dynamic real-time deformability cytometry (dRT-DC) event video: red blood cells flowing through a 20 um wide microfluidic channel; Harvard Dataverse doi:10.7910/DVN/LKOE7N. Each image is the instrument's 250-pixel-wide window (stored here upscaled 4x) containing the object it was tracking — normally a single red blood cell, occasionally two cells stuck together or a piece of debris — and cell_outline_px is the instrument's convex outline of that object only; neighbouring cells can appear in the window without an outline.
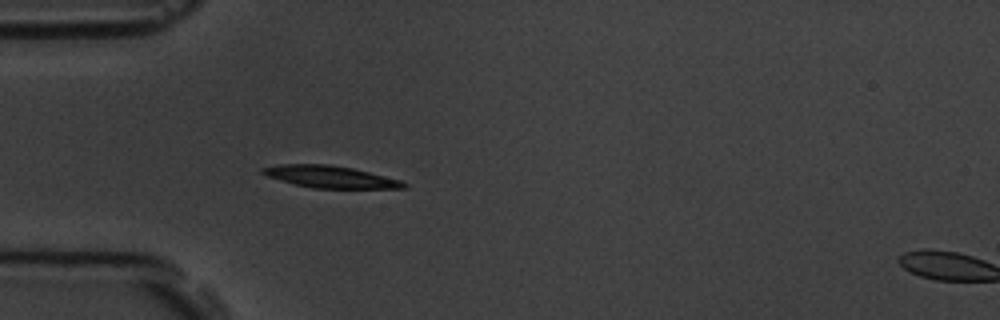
{"species": "common noctule bat (a hibernating species)", "species_latin": "Nyctalus noctula", "temperature_condition": "room temperature", "stored_images_in_passage": 4, "segment_of_instrument_passage": [1, 2], "camera_frame_rate_fps": 3000, "um_per_image_px": 0.085, "animal": {"sex": "male", "body_mass_g": 19.5, "forearm_length_mm": 54.6}, "frame": {"image": 1, "passage_image": 3, "time_ms": 3.0, "image_size_px": [1000, 320], "cell_outline_px": [[408, 188], [312, 188], [280, 180], [268, 176], [260, 172], [260, 168], [280, 164], [328, 164], [352, 168], [400, 180], [408, 184]], "centroid_in_image_um": [28.06, 15.02], "position_along_channel_um": 56.9, "area_um2": 17.92}}